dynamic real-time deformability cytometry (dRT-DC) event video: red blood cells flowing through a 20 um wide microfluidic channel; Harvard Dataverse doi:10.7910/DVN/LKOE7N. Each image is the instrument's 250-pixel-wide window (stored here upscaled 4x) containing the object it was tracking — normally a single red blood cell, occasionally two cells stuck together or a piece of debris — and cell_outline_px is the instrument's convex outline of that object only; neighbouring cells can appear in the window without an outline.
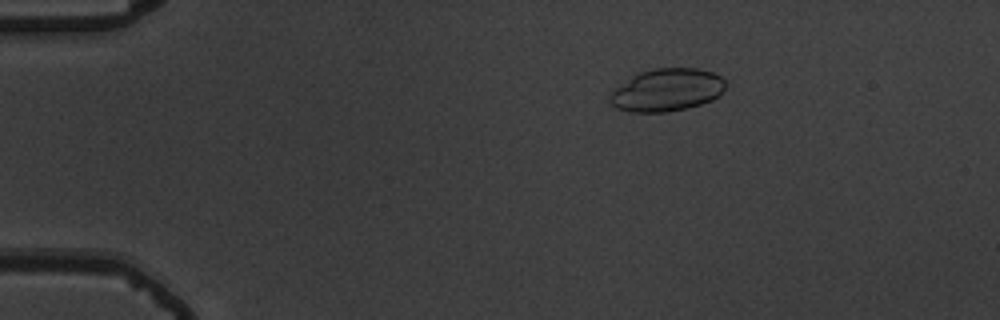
{"species": "common noctule bat (a hibernating species)", "species_latin": "Nyctalus noctula", "temperature_condition": "warm", "stored_images_in_passage": 46, "camera_frame_rate_fps": 3000, "um_per_image_px": 0.085, "animal": {"sex": "male", "body_mass_g": 19.5, "forearm_length_mm": 54.6}, "frame": {"image": 1, "passage_image": 1, "time_ms": 0.0, "image_size_px": [1000, 320], "cell_outline_px": [[728, 84], [720, 96], [712, 100], [700, 104], [684, 108], [664, 112], [628, 112], [616, 108], [608, 100], [608, 96], [616, 88], [632, 76], [640, 72], [652, 68], [696, 68], [712, 72], [720, 76]], "centroid_in_image_um": [56.7, 7.65], "position_along_channel_um": 28.3, "area_um2": 28.78}}
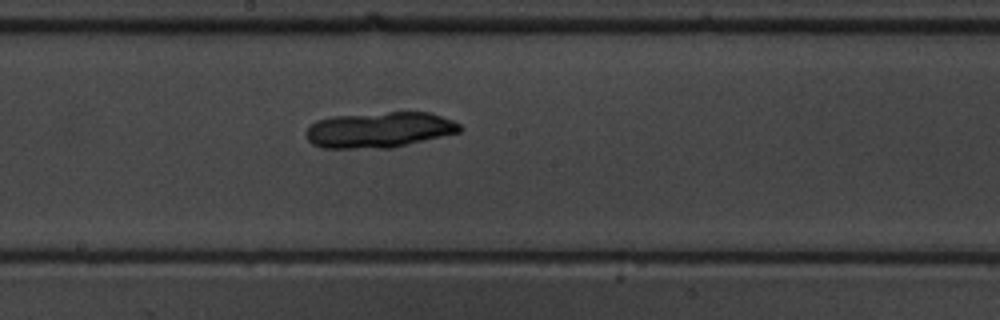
{"frame": {"image": 2, "passage_image": 22, "time_ms": 7.0, "image_size_px": [1000, 320], "cell_outline_px": [[464, 128], [460, 132], [392, 148], [320, 148], [312, 144], [308, 140], [308, 128], [316, 120], [332, 116], [388, 112], [428, 112], [452, 120], [460, 124]], "centroid_in_image_um": [32.26, 11.04], "position_along_channel_um": 215.9, "area_um2": 31.96}}
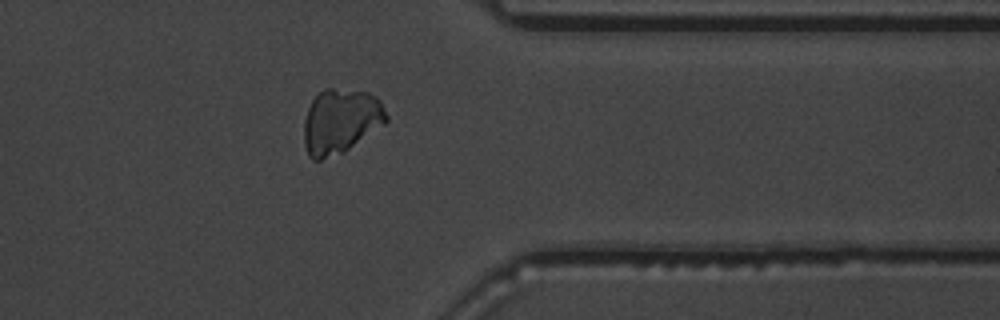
{"frame": {"image": 3, "passage_image": 36, "time_ms": 11.667, "image_size_px": [1000, 320], "cell_outline_px": [[388, 120], [384, 124], [344, 152], [320, 160], [312, 160], [308, 156], [304, 144], [304, 120], [308, 108], [312, 100], [324, 88], [332, 88], [368, 92], [376, 96], [380, 100], [388, 116]], "centroid_in_image_um": [28.95, 10.3], "position_along_channel_um": 382.5, "area_um2": 31.15}}